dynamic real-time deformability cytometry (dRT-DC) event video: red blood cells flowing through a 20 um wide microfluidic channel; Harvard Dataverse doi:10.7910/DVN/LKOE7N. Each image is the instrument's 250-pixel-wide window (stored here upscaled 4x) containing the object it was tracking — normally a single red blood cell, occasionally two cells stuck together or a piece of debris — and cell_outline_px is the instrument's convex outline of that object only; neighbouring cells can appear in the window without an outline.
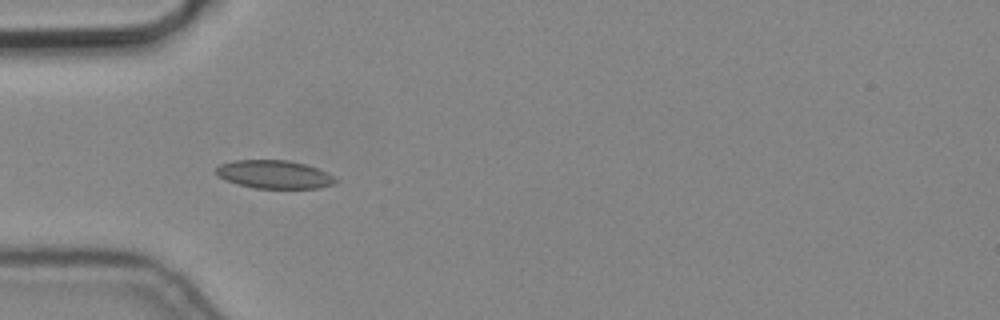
{"species": "common noctule bat (a hibernating species)", "species_latin": "Nyctalus noctula", "temperature_condition": "cold", "stored_images_in_passage": 7, "camera_frame_rate_fps": 3000, "um_per_image_px": 0.085, "animal": {"sex": "male", "body_mass_g": 19.2, "forearm_length_mm": 51.8}, "frame": {"image": 1, "passage_image": 4, "time_ms": 1.0, "image_size_px": [1000, 320], "cell_outline_px": [[340, 180], [332, 184], [316, 188], [256, 188], [224, 180], [216, 176], [216, 168], [220, 164], [232, 160], [288, 160], [304, 164], [316, 168]], "centroid_in_image_um": [23.26, 14.82], "position_along_channel_um": 61.7, "area_um2": 19.48}}
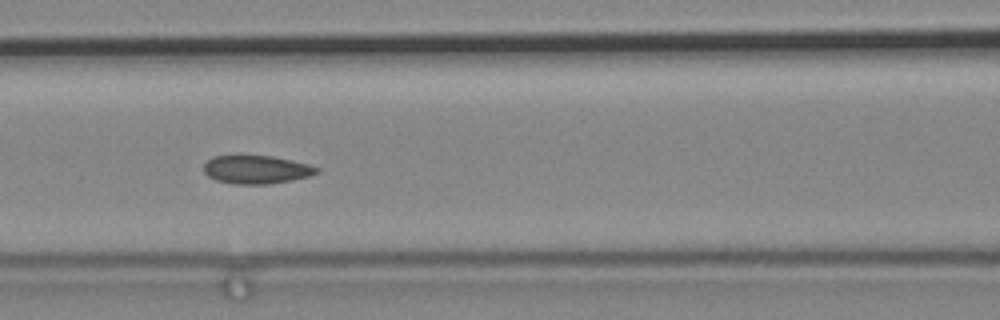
{"frame": {"image": 2, "passage_image": 6, "time_ms": 1.667, "image_size_px": [1000, 320], "cell_outline_px": [[320, 172], [308, 176], [292, 180], [268, 184], [232, 184], [216, 180], [208, 176], [204, 172], [204, 164], [212, 156], [240, 152], [272, 156], [292, 160], [308, 164], [320, 168]], "centroid_in_image_um": [21.74, 14.36], "position_along_channel_um": 144.9, "area_um2": 19.48}}
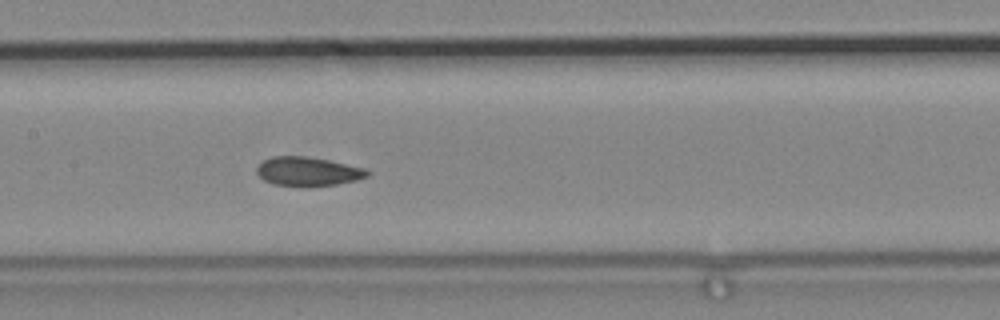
{"frame": {"image": 3, "passage_image": 7, "time_ms": 2.0, "image_size_px": [1000, 320], "cell_outline_px": [[372, 172], [368, 176], [356, 180], [336, 184], [272, 184], [264, 180], [256, 172], [256, 168], [264, 160], [272, 156], [304, 156], [328, 160], [364, 168]], "centroid_in_image_um": [26.17, 14.54], "position_along_channel_um": 181.2, "area_um2": 17.98}}